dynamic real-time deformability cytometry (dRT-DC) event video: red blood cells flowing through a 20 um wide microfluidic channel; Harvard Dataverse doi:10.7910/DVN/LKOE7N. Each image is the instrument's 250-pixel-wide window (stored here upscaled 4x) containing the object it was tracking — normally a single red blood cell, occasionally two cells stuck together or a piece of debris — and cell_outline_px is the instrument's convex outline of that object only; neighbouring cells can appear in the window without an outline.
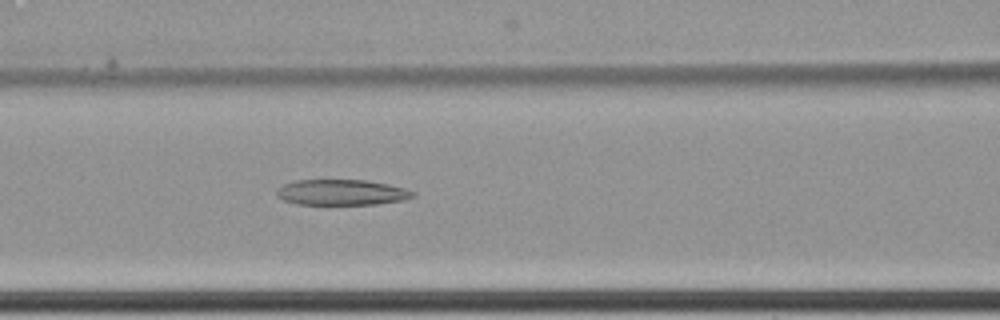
{"species": "common noctule bat (a hibernating species)", "species_latin": "Nyctalus noctula", "temperature_condition": "cold", "stored_images_in_passage": 64, "camera_frame_rate_fps": 3000, "um_per_image_px": 0.085, "animal": {"sex": "female", "body_mass_g": 22.7, "forearm_length_mm": 54.2}, "frame": {"image": 1, "passage_image": 31, "time_ms": 10.0, "image_size_px": [1000, 320], "cell_outline_px": [[416, 196], [404, 200], [376, 204], [296, 204], [284, 200], [276, 196], [276, 188], [284, 184], [296, 180], [368, 180], [388, 184], [404, 188], [416, 192]], "centroid_in_image_um": [29.04, 16.35], "position_along_channel_um": 137.6, "area_um2": 20.46}}
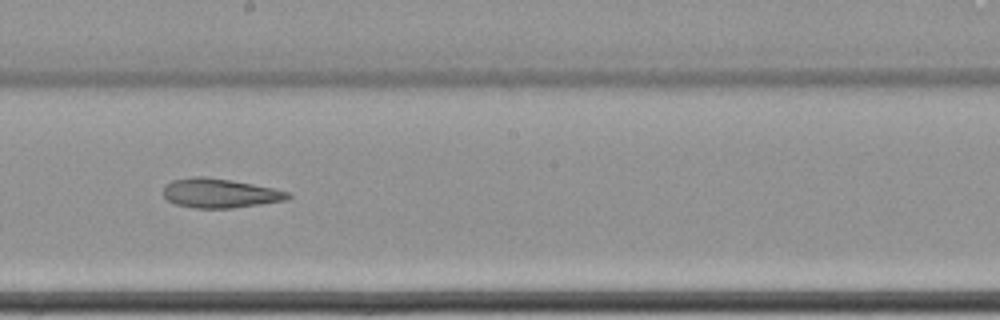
{"frame": {"image": 2, "passage_image": 39, "time_ms": 12.667, "image_size_px": [1000, 320], "cell_outline_px": [[292, 196], [288, 200], [232, 208], [196, 208], [176, 204], [168, 200], [164, 196], [164, 184], [172, 180], [192, 176], [204, 176], [232, 180], [292, 192]], "centroid_in_image_um": [18.7, 16.41], "position_along_channel_um": 229.5, "area_um2": 21.39}}
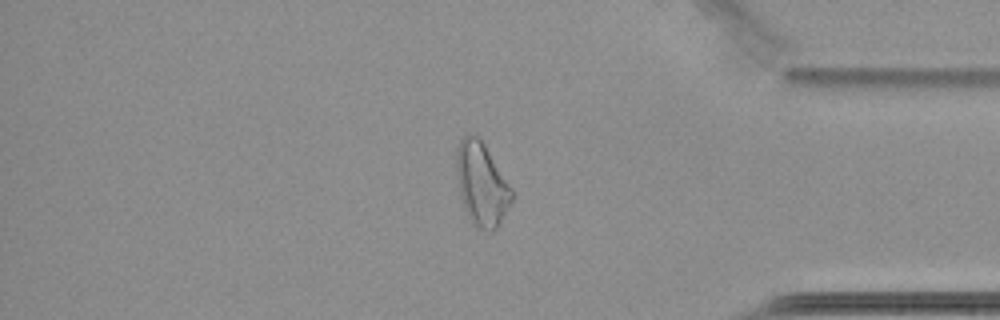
{"frame": {"image": 3, "passage_image": 55, "time_ms": 18.0, "image_size_px": [1000, 320], "cell_outline_px": [[516, 196], [496, 228], [492, 232], [476, 228], [472, 224], [464, 204], [460, 192], [456, 168], [456, 148], [460, 140], [468, 132], [476, 136], [484, 144], [512, 188]], "centroid_in_image_um": [40.96, 15.65], "position_along_channel_um": 394.2, "area_um2": 26.7}}